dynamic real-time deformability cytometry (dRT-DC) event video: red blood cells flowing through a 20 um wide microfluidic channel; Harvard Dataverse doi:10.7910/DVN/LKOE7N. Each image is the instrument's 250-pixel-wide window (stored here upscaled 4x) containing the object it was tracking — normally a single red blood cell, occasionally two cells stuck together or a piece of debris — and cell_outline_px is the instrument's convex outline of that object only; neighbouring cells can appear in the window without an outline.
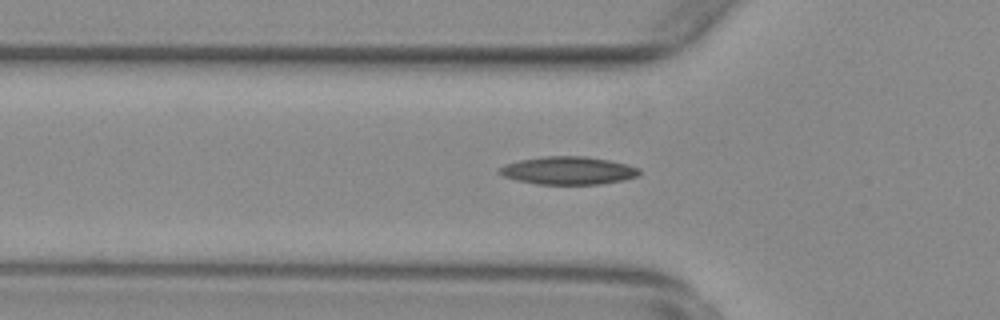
{"species": "common noctule bat (a hibernating species)", "species_latin": "Nyctalus noctula", "temperature_condition": "warm", "stored_images_in_passage": 51, "camera_frame_rate_fps": 3000, "um_per_image_px": 0.085, "animal": {"sex": "female", "body_mass_g": 29.2, "forearm_length_mm": 56.3}, "frame": {"image": 1, "passage_image": 15, "time_ms": 4.667, "image_size_px": [1000, 320], "cell_outline_px": [[640, 172], [636, 176], [624, 180], [600, 184], [536, 184], [516, 180], [504, 176], [496, 172], [504, 164], [520, 160], [544, 156], [584, 156], [608, 160], [628, 164], [640, 168]], "centroid_in_image_um": [48.29, 14.49], "position_along_channel_um": 77.5, "area_um2": 22.77}}
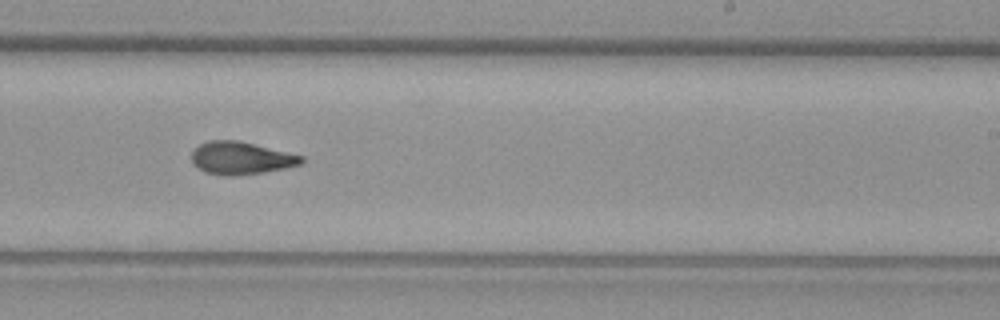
{"frame": {"image": 2, "passage_image": 30, "time_ms": 9.667, "image_size_px": [1000, 320], "cell_outline_px": [[304, 160], [300, 164], [284, 168], [264, 172], [236, 176], [224, 176], [204, 172], [196, 168], [192, 164], [192, 152], [200, 144], [208, 140], [236, 140], [304, 156]], "centroid_in_image_um": [20.44, 13.45], "position_along_channel_um": 268.6, "area_um2": 20.87}}
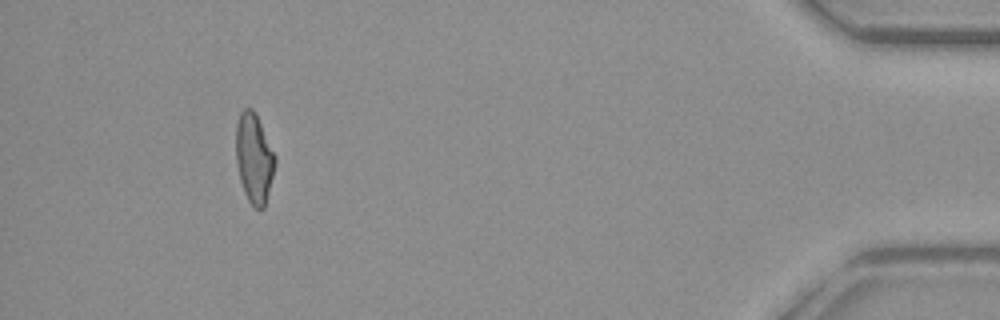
{"frame": {"image": 3, "passage_image": 47, "time_ms": 15.333, "image_size_px": [1000, 320], "cell_outline_px": [[276, 160], [264, 208], [260, 212], [248, 200], [244, 192], [240, 180], [236, 164], [236, 124], [240, 112], [244, 108], [252, 108], [256, 112], [276, 156]], "centroid_in_image_um": [21.59, 13.42], "position_along_channel_um": 413.6, "area_um2": 20.52}, "authors_computed_cell_mechanics": {"area_um2": 20.6346, "velocity_mm_per_s": 3.8105, "shape_relaxation_time_tau1_ms": null, "shape_relaxation_time_tau2_ms": 3.0083, "deformation_change_tau1": null, "deformation_change_tau2": 0.1047}}